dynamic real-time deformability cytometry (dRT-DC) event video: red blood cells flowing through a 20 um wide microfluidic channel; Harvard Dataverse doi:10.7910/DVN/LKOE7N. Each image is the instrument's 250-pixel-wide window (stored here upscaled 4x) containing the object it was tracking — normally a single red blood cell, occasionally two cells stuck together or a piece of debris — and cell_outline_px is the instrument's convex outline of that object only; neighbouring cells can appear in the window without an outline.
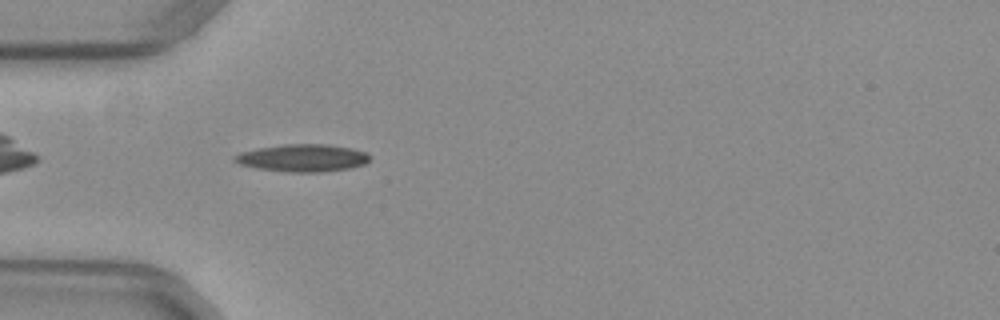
{"species": "common noctule bat (a hibernating species)", "species_latin": "Nyctalus noctula", "temperature_condition": "warm", "stored_images_in_passage": 5, "camera_frame_rate_fps": 3000, "um_per_image_px": 0.085, "animal": {"sex": "female", "body_mass_g": 29.2, "forearm_length_mm": 56.3}, "frame": {"image": 1, "passage_image": 1, "time_ms": 0.0, "image_size_px": [1000, 320], "cell_outline_px": [[368, 160], [364, 164], [348, 168], [320, 172], [288, 172], [256, 168], [240, 164], [232, 160], [232, 156], [240, 152], [260, 148], [284, 144], [324, 144], [352, 148], [368, 152]], "centroid_in_image_um": [25.69, 13.42], "position_along_channel_um": 59.3, "area_um2": 21.5}}
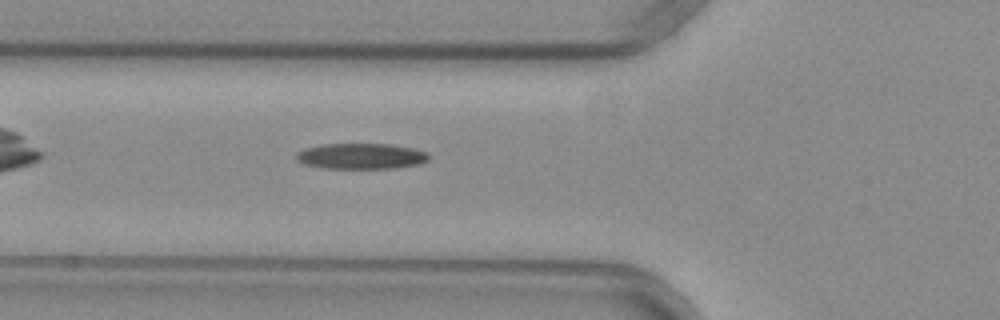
{"frame": {"image": 2, "passage_image": 4, "time_ms": 1.0, "image_size_px": [1000, 320], "cell_outline_px": [[428, 160], [420, 164], [396, 168], [320, 168], [304, 164], [296, 160], [296, 152], [304, 148], [324, 144], [392, 144], [412, 148], [428, 152]], "centroid_in_image_um": [30.68, 13.27], "position_along_channel_um": 95.1, "area_um2": 20.0}}